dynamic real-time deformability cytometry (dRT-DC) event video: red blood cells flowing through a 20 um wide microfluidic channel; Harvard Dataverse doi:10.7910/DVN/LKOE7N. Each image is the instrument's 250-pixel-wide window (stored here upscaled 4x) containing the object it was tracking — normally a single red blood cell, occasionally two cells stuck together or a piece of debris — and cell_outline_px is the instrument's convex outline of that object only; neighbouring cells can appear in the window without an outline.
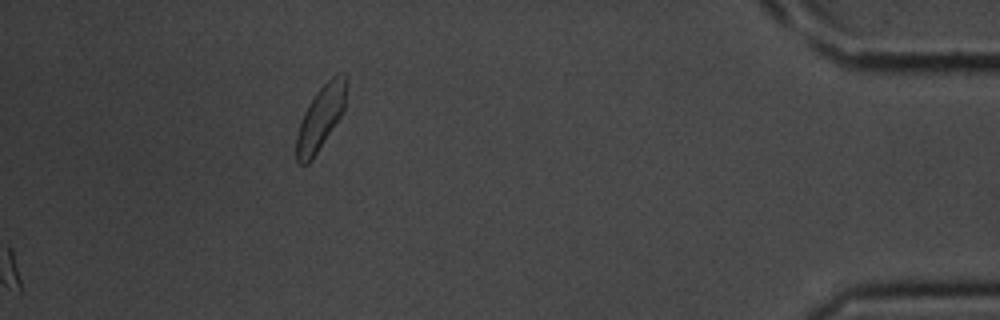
{"species": "common noctule bat (a hibernating species)", "species_latin": "Nyctalus noctula", "temperature_condition": "room temperature", "stored_images_in_passage": 30, "camera_frame_rate_fps": 3000, "um_per_image_px": 0.085, "animal": {"sex": "male", "body_mass_g": 20.1, "forearm_length_mm": 53.5}, "frame": {"image": 1, "passage_image": 30, "time_ms": 9.667, "image_size_px": [1000, 320], "cell_outline_px": [[348, 84], [344, 108], [340, 116], [312, 160], [308, 164], [300, 164], [296, 160], [296, 136], [304, 112], [316, 92], [336, 72], [344, 72], [348, 80]], "centroid_in_image_um": [27.27, 9.96], "position_along_channel_um": 407.9, "area_um2": 18.55}}